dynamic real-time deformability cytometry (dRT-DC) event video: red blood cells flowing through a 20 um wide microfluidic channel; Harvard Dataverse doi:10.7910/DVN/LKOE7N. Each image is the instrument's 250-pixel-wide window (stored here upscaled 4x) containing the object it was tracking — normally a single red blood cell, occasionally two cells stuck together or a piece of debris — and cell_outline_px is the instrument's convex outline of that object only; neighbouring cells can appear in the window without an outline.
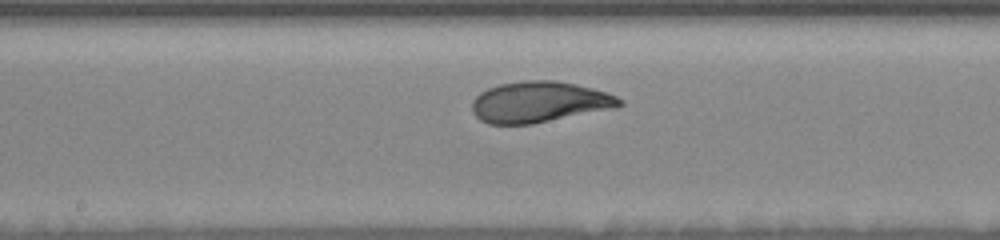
{"species": "human", "species_latin": "Homo sapiens", "temperature_condition": "room temperature", "stored_images_in_passage": 22, "segment_of_instrument_passage": [2, 2], "camera_frame_rate_fps": 3000, "um_per_image_px": 0.085, "donor": {"sex": "female"}, "frame": {"image": 1, "passage_image": 22, "time_ms": 11.667, "image_size_px": [1000, 240], "cell_outline_px": [[624, 104], [616, 108], [532, 124], [488, 124], [480, 120], [472, 112], [472, 100], [480, 92], [488, 88], [500, 84], [524, 80], [556, 80], [576, 84], [608, 92], [624, 100]], "centroid_in_image_um": [45.86, 8.67], "position_along_channel_um": 202.3, "area_um2": 35.49}}